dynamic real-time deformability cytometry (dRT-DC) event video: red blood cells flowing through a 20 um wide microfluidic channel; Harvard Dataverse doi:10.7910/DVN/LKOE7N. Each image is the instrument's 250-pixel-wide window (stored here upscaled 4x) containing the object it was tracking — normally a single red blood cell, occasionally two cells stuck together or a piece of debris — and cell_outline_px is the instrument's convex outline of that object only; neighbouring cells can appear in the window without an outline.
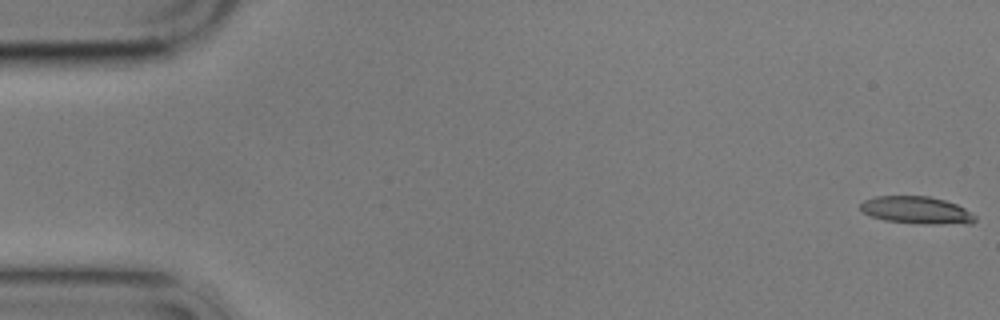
{"species": "common noctule bat (a hibernating species)", "species_latin": "Nyctalus noctula", "temperature_condition": "cold", "stored_images_in_passage": 6, "camera_frame_rate_fps": 3000, "um_per_image_px": 0.085, "animal": {"sex": "male", "body_mass_g": 17.9}, "frame": {"image": 1, "passage_image": 1, "time_ms": 0.0, "image_size_px": [1000, 320], "cell_outline_px": [[976, 220], [972, 224], [924, 224], [884, 220], [872, 216], [864, 212], [860, 208], [860, 204], [864, 200], [876, 196], [928, 196], [944, 200], [956, 204], [964, 208], [976, 216]], "centroid_in_image_um": [77.94, 17.87], "position_along_channel_um": 7.1, "area_um2": 18.26}}
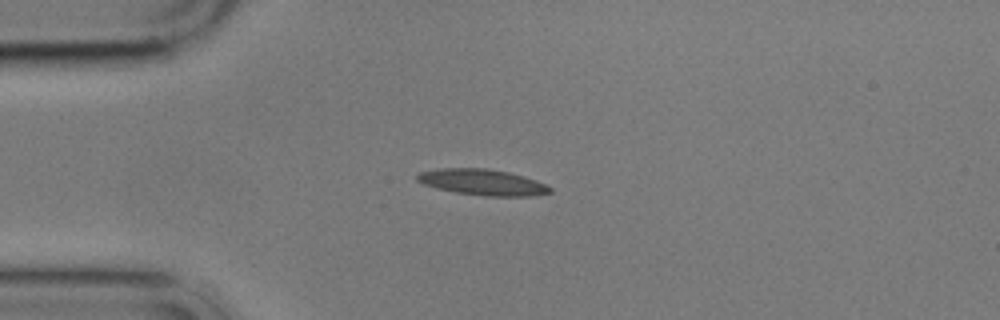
{"frame": {"image": 2, "passage_image": 5, "time_ms": 4.667, "image_size_px": [1000, 320], "cell_outline_px": [[552, 192], [532, 196], [484, 196], [456, 192], [436, 188], [424, 184], [416, 180], [416, 176], [420, 172], [440, 168], [488, 168], [508, 172], [524, 176], [536, 180], [552, 188]], "centroid_in_image_um": [41.02, 15.49], "position_along_channel_um": 44.0, "area_um2": 20.11}}